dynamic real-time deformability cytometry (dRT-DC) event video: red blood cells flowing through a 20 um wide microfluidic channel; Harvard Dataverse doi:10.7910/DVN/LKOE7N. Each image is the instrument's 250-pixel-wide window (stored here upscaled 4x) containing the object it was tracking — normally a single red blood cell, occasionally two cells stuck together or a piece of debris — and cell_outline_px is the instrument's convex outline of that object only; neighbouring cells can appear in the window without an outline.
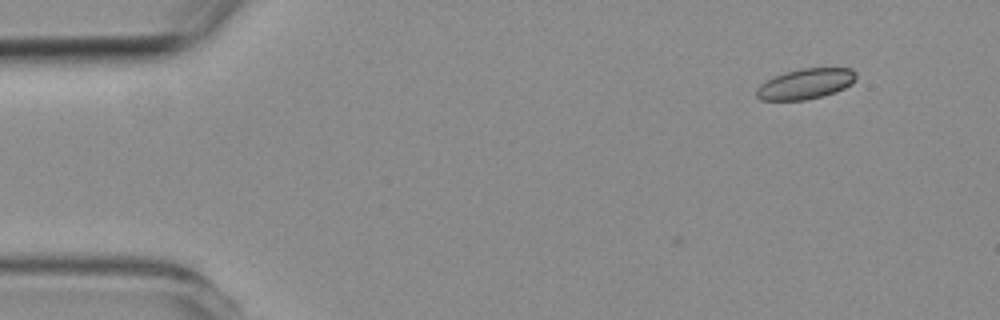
{"species": "common noctule bat (a hibernating species)", "species_latin": "Nyctalus noctula", "temperature_condition": "room temperature", "stored_images_in_passage": 4, "camera_frame_rate_fps": 3000, "um_per_image_px": 0.085, "animal": {"sex": "female", "body_mass_g": 19.3, "forearm_length_mm": 54.1}, "frame": {"image": 1, "passage_image": 1, "time_ms": 0.0, "image_size_px": [1000, 320], "cell_outline_px": [[856, 80], [852, 84], [836, 92], [824, 96], [804, 100], [760, 100], [756, 96], [756, 88], [760, 84], [776, 76], [800, 68], [852, 68], [856, 72]], "centroid_in_image_um": [68.51, 7.13], "position_along_channel_um": 16.5, "area_um2": 17.69}}
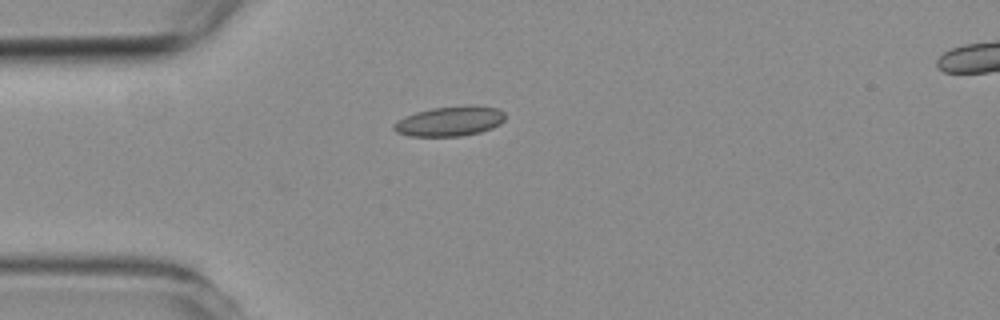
{"frame": {"image": 2, "passage_image": 3, "time_ms": 2.667, "image_size_px": [1000, 320], "cell_outline_px": [[504, 120], [500, 124], [492, 128], [480, 132], [460, 136], [408, 136], [396, 132], [392, 128], [392, 124], [416, 112], [432, 108], [496, 108], [504, 112]], "centroid_in_image_um": [38.18, 10.36], "position_along_channel_um": 46.8, "area_um2": 18.44}}